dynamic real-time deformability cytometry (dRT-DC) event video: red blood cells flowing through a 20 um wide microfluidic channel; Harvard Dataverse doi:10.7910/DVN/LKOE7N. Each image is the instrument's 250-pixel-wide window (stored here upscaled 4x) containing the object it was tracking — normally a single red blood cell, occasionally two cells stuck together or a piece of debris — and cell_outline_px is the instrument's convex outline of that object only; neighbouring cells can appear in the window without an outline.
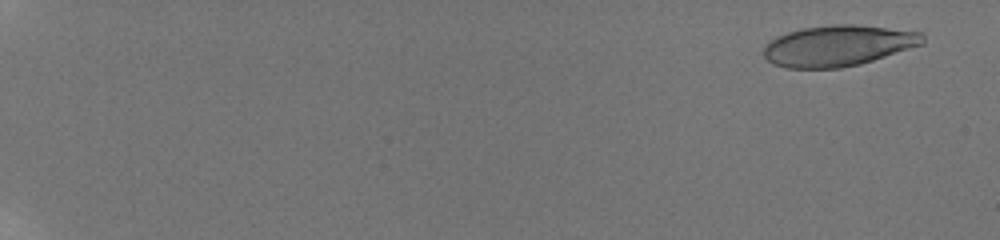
{"species": "human", "species_latin": "Homo sapiens", "temperature_condition": "room temperature", "stored_images_in_passage": 22, "camera_frame_rate_fps": 3000, "um_per_image_px": 0.085, "donor": {"sex": "male"}, "frame": {"image": 1, "passage_image": 4, "time_ms": 1.0, "image_size_px": [1000, 240], "cell_outline_px": [[924, 44], [860, 64], [840, 68], [788, 68], [772, 64], [764, 56], [764, 48], [776, 36], [788, 32], [804, 28], [832, 24], [852, 24], [920, 32], [924, 36]], "centroid_in_image_um": [71.24, 3.89], "position_along_channel_um": 13.8, "area_um2": 37.63}}
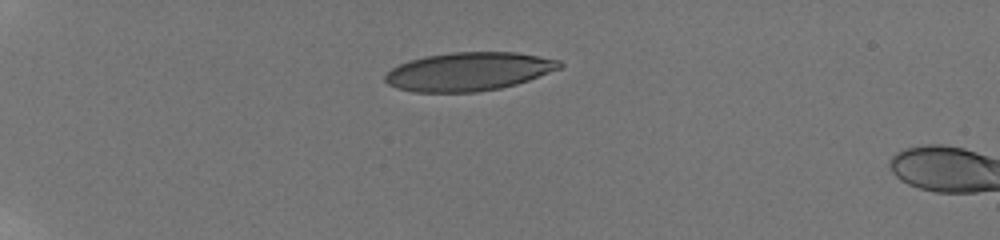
{"frame": {"image": 2, "passage_image": 19, "time_ms": 6.0, "image_size_px": [1000, 240], "cell_outline_px": [[564, 64], [560, 68], [528, 80], [516, 84], [500, 88], [476, 92], [412, 92], [396, 88], [388, 84], [384, 80], [384, 76], [392, 68], [400, 64], [424, 56], [452, 52], [516, 52], [560, 60]], "centroid_in_image_um": [39.82, 6.08], "position_along_channel_um": 45.2, "area_um2": 39.02}}